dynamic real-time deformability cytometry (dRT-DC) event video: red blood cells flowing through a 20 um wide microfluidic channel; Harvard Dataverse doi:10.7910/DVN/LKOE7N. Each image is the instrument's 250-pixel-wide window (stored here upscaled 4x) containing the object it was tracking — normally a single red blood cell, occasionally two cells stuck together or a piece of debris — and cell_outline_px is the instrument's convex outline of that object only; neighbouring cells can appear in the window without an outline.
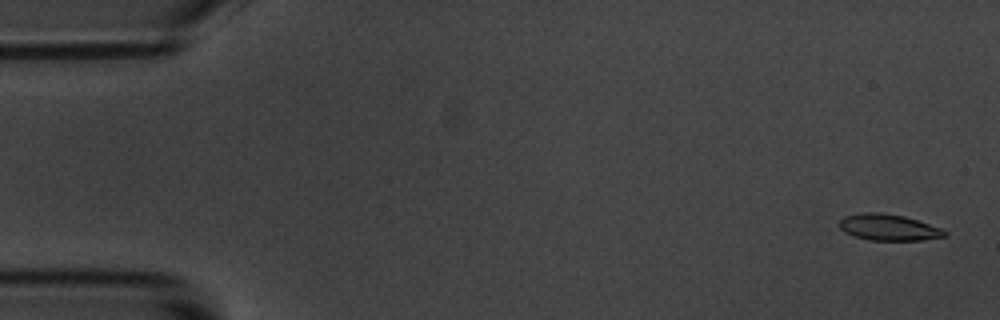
{"species": "common noctule bat (a hibernating species)", "species_latin": "Nyctalus noctula", "temperature_condition": "room temperature", "stored_images_in_passage": 5, "camera_frame_rate_fps": 3000, "um_per_image_px": 0.085, "animal": {"sex": "male", "body_mass_g": 20.1, "forearm_length_mm": 53.5}, "frame": {"image": 1, "passage_image": 1, "time_ms": 0.0, "image_size_px": [1000, 320], "cell_outline_px": [[948, 232], [944, 236], [920, 240], [868, 240], [844, 232], [836, 224], [844, 216], [864, 212], [876, 212], [904, 216], [940, 228]], "centroid_in_image_um": [75.46, 19.32], "position_along_channel_um": 9.5, "area_um2": 15.95}}
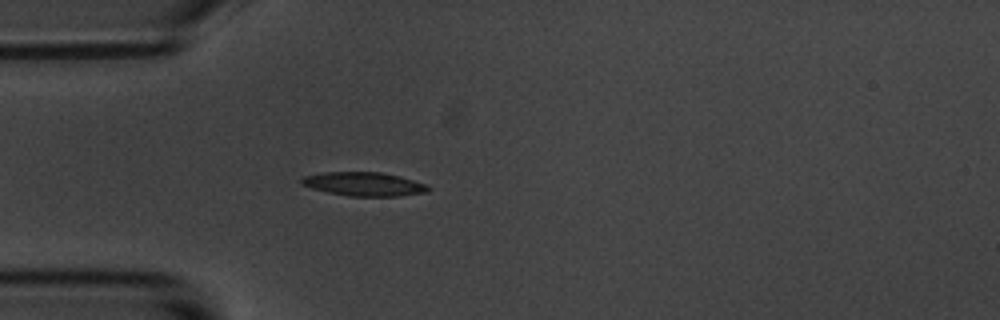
{"frame": {"image": 2, "passage_image": 5, "time_ms": 4.667, "image_size_px": [1000, 320], "cell_outline_px": [[432, 188], [428, 192], [400, 196], [348, 196], [328, 192], [312, 188], [300, 184], [300, 180], [304, 176], [320, 172], [380, 172], [400, 176], [428, 184]], "centroid_in_image_um": [30.97, 15.64], "position_along_channel_um": 54.0, "area_um2": 17.74}}